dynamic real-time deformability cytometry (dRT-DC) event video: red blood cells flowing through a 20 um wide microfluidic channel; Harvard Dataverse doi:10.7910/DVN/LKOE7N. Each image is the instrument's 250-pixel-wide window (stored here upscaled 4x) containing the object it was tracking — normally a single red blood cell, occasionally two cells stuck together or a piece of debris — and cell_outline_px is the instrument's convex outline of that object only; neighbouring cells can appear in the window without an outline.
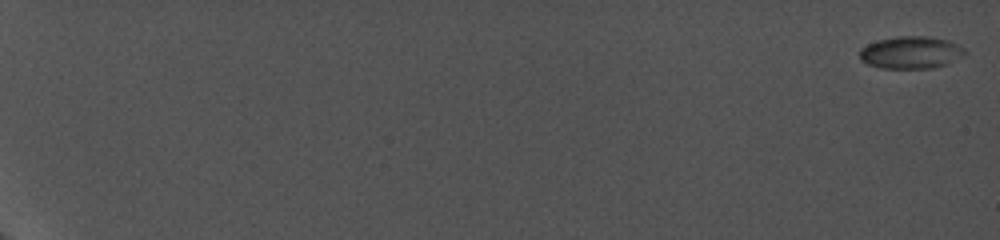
{"species": "common noctule bat (a hibernating species)", "species_latin": "Nyctalus noctula", "temperature_condition": "cold", "stored_images_in_passage": 51, "camera_frame_rate_fps": 5000, "um_per_image_px": 0.085, "animal": {"sex": "female", "body_mass_g": 19.0, "forearm_length_mm": 56.7}, "frame": {"image": 1, "passage_image": 1, "time_ms": 0.0, "image_size_px": [1000, 240], "cell_outline_px": [[968, 52], [964, 56], [948, 64], [932, 68], [880, 68], [868, 64], [860, 60], [860, 48], [876, 40], [896, 36], [928, 36], [948, 40], [964, 48]], "centroid_in_image_um": [77.44, 4.46], "position_along_channel_um": 7.6, "area_um2": 20.06}}
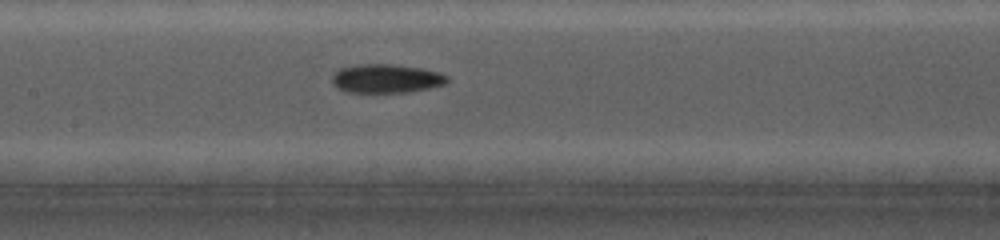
{"frame": {"image": 2, "passage_image": 31, "time_ms": 11.4, "image_size_px": [1000, 240], "cell_outline_px": [[448, 80], [444, 84], [428, 88], [408, 92], [344, 92], [332, 84], [332, 76], [340, 68], [356, 64], [392, 64], [424, 68], [440, 72], [448, 76]], "centroid_in_image_um": [32.82, 6.67], "position_along_channel_um": 174.6, "area_um2": 19.42}}
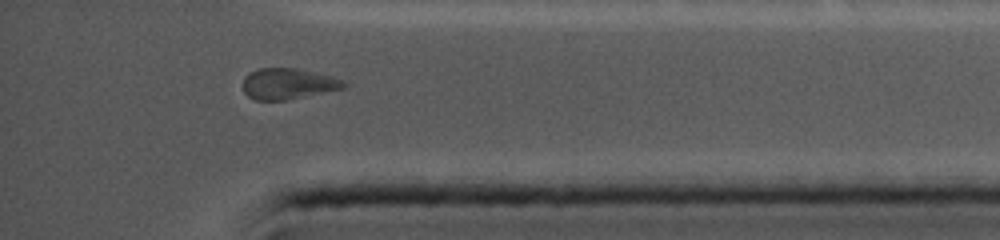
{"frame": {"image": 3, "passage_image": 49, "time_ms": 17.6, "image_size_px": [1000, 240], "cell_outline_px": [[348, 84], [344, 88], [284, 100], [256, 100], [248, 96], [244, 92], [244, 76], [256, 68], [296, 68], [332, 76], [344, 80]], "centroid_in_image_um": [24.48, 7.11], "position_along_channel_um": 410.7, "area_um2": 18.09}}